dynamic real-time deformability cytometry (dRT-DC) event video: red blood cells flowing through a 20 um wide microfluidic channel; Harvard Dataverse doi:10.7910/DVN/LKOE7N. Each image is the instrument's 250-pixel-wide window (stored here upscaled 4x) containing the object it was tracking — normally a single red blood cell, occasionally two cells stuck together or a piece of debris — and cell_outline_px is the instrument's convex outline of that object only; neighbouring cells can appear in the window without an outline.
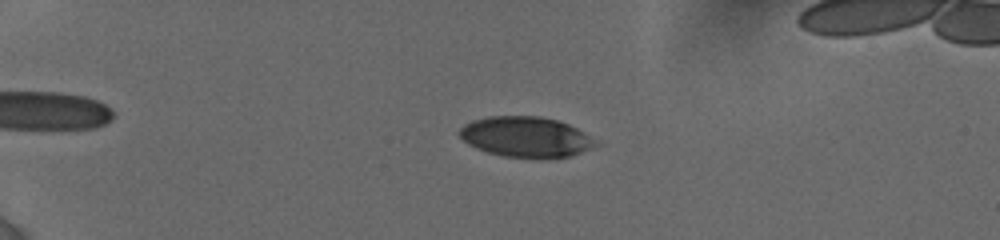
{"species": "human", "species_latin": "Homo sapiens", "temperature_condition": "cold", "stored_images_in_passage": 46, "camera_frame_rate_fps": 3000, "um_per_image_px": 0.085, "donor": {"sex": "female"}, "frame": {"image": 1, "passage_image": 8, "time_ms": 1.667, "image_size_px": [1000, 240], "cell_outline_px": [[600, 144], [580, 152], [568, 156], [504, 156], [488, 152], [476, 148], [468, 144], [456, 132], [464, 124], [472, 120], [488, 116], [540, 116], [556, 120], [568, 124], [584, 132]], "centroid_in_image_um": [44.64, 11.6], "position_along_channel_um": 40.4, "area_um2": 31.44}}
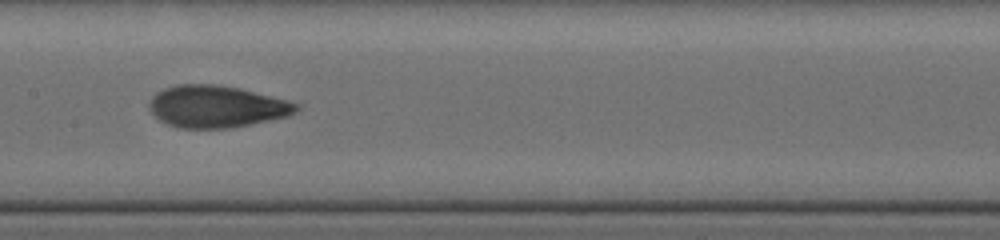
{"frame": {"image": 2, "passage_image": 30, "time_ms": 7.333, "image_size_px": [1000, 240], "cell_outline_px": [[300, 108], [296, 112], [288, 116], [232, 128], [176, 128], [160, 120], [148, 108], [148, 104], [152, 96], [156, 92], [164, 88], [176, 84], [216, 84], [240, 88], [300, 104]], "centroid_in_image_um": [18.38, 9.05], "position_along_channel_um": 189.0, "area_um2": 36.07}}
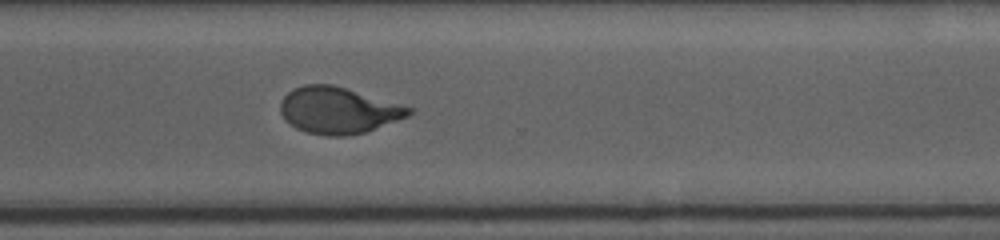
{"frame": {"image": 3, "passage_image": 45, "time_ms": 11.333, "image_size_px": [1000, 240], "cell_outline_px": [[412, 112], [408, 116], [364, 132], [344, 136], [328, 136], [308, 132], [296, 128], [284, 120], [280, 112], [280, 104], [284, 96], [292, 88], [304, 84], [332, 84], [412, 108]], "centroid_in_image_um": [28.68, 9.37], "position_along_channel_um": 341.9, "area_um2": 34.39}}